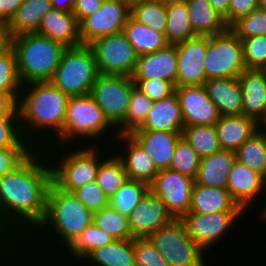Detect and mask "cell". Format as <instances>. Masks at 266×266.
I'll return each instance as SVG.
<instances>
[{
    "mask_svg": "<svg viewBox=\"0 0 266 266\" xmlns=\"http://www.w3.org/2000/svg\"><path fill=\"white\" fill-rule=\"evenodd\" d=\"M51 184L52 169L44 149L0 177V245L7 252H14L44 220Z\"/></svg>",
    "mask_w": 266,
    "mask_h": 266,
    "instance_id": "cell-1",
    "label": "cell"
},
{
    "mask_svg": "<svg viewBox=\"0 0 266 266\" xmlns=\"http://www.w3.org/2000/svg\"><path fill=\"white\" fill-rule=\"evenodd\" d=\"M92 222L93 212L89 210L85 205H83L72 192L64 191L58 188L52 182L48 191L47 210L44 220L35 229V231L14 251V254L18 257L20 256L19 258L23 263L24 261H27L29 265L33 262L32 265H34L35 263L34 266H42L39 265V263H41V261L43 260V255L46 257L53 251L54 253H58V255H60V253H62L63 250H65ZM42 243H44L45 245ZM38 249L43 254L39 253ZM47 249L49 252L47 251ZM43 250H45L47 253L44 254V252H42ZM33 254L36 255V257L39 256L40 258H36ZM31 258L33 261L31 260ZM34 258L36 259L34 260ZM38 259L41 260L39 261ZM37 260L39 263H36Z\"/></svg>",
    "mask_w": 266,
    "mask_h": 266,
    "instance_id": "cell-2",
    "label": "cell"
},
{
    "mask_svg": "<svg viewBox=\"0 0 266 266\" xmlns=\"http://www.w3.org/2000/svg\"><path fill=\"white\" fill-rule=\"evenodd\" d=\"M68 99L51 82L23 85L18 100L21 131L36 149L50 146L62 134Z\"/></svg>",
    "mask_w": 266,
    "mask_h": 266,
    "instance_id": "cell-3",
    "label": "cell"
},
{
    "mask_svg": "<svg viewBox=\"0 0 266 266\" xmlns=\"http://www.w3.org/2000/svg\"><path fill=\"white\" fill-rule=\"evenodd\" d=\"M117 135L90 94L74 96L68 99L62 134L50 146H111Z\"/></svg>",
    "mask_w": 266,
    "mask_h": 266,
    "instance_id": "cell-4",
    "label": "cell"
},
{
    "mask_svg": "<svg viewBox=\"0 0 266 266\" xmlns=\"http://www.w3.org/2000/svg\"><path fill=\"white\" fill-rule=\"evenodd\" d=\"M110 147L47 146L44 151L50 161L52 182L64 191L73 192L95 181L100 162L112 151Z\"/></svg>",
    "mask_w": 266,
    "mask_h": 266,
    "instance_id": "cell-5",
    "label": "cell"
},
{
    "mask_svg": "<svg viewBox=\"0 0 266 266\" xmlns=\"http://www.w3.org/2000/svg\"><path fill=\"white\" fill-rule=\"evenodd\" d=\"M18 74L23 85L50 82L67 48L39 33L12 37Z\"/></svg>",
    "mask_w": 266,
    "mask_h": 266,
    "instance_id": "cell-6",
    "label": "cell"
},
{
    "mask_svg": "<svg viewBox=\"0 0 266 266\" xmlns=\"http://www.w3.org/2000/svg\"><path fill=\"white\" fill-rule=\"evenodd\" d=\"M99 74L92 48L81 44L65 49L50 82L69 97L84 96L90 94Z\"/></svg>",
    "mask_w": 266,
    "mask_h": 266,
    "instance_id": "cell-7",
    "label": "cell"
},
{
    "mask_svg": "<svg viewBox=\"0 0 266 266\" xmlns=\"http://www.w3.org/2000/svg\"><path fill=\"white\" fill-rule=\"evenodd\" d=\"M148 238L170 266H207L209 255L188 236L180 218L172 219Z\"/></svg>",
    "mask_w": 266,
    "mask_h": 266,
    "instance_id": "cell-8",
    "label": "cell"
},
{
    "mask_svg": "<svg viewBox=\"0 0 266 266\" xmlns=\"http://www.w3.org/2000/svg\"><path fill=\"white\" fill-rule=\"evenodd\" d=\"M207 80L215 78H238L246 69L241 40L228 28L208 36L204 60Z\"/></svg>",
    "mask_w": 266,
    "mask_h": 266,
    "instance_id": "cell-9",
    "label": "cell"
},
{
    "mask_svg": "<svg viewBox=\"0 0 266 266\" xmlns=\"http://www.w3.org/2000/svg\"><path fill=\"white\" fill-rule=\"evenodd\" d=\"M243 214L248 215L246 212H188L180 219L188 236L208 255L209 250L212 251L214 246L221 244V238L224 241L230 230L234 233L233 229H236L237 223L244 217Z\"/></svg>",
    "mask_w": 266,
    "mask_h": 266,
    "instance_id": "cell-10",
    "label": "cell"
},
{
    "mask_svg": "<svg viewBox=\"0 0 266 266\" xmlns=\"http://www.w3.org/2000/svg\"><path fill=\"white\" fill-rule=\"evenodd\" d=\"M132 76L99 74L90 95L116 128L124 119L133 89Z\"/></svg>",
    "mask_w": 266,
    "mask_h": 266,
    "instance_id": "cell-11",
    "label": "cell"
},
{
    "mask_svg": "<svg viewBox=\"0 0 266 266\" xmlns=\"http://www.w3.org/2000/svg\"><path fill=\"white\" fill-rule=\"evenodd\" d=\"M89 45L100 74L133 75L139 56L123 32L99 37Z\"/></svg>",
    "mask_w": 266,
    "mask_h": 266,
    "instance_id": "cell-12",
    "label": "cell"
},
{
    "mask_svg": "<svg viewBox=\"0 0 266 266\" xmlns=\"http://www.w3.org/2000/svg\"><path fill=\"white\" fill-rule=\"evenodd\" d=\"M194 179L177 171L159 170L149 190L165 204L174 218H181L190 210Z\"/></svg>",
    "mask_w": 266,
    "mask_h": 266,
    "instance_id": "cell-13",
    "label": "cell"
},
{
    "mask_svg": "<svg viewBox=\"0 0 266 266\" xmlns=\"http://www.w3.org/2000/svg\"><path fill=\"white\" fill-rule=\"evenodd\" d=\"M131 8L120 0H104L100 8L79 24L82 44L95 39L121 33L130 16Z\"/></svg>",
    "mask_w": 266,
    "mask_h": 266,
    "instance_id": "cell-14",
    "label": "cell"
},
{
    "mask_svg": "<svg viewBox=\"0 0 266 266\" xmlns=\"http://www.w3.org/2000/svg\"><path fill=\"white\" fill-rule=\"evenodd\" d=\"M226 189L238 206L247 213L250 210L252 211V209L254 210L256 203L261 205L263 203L264 205V199H266V178L235 160L228 175Z\"/></svg>",
    "mask_w": 266,
    "mask_h": 266,
    "instance_id": "cell-15",
    "label": "cell"
},
{
    "mask_svg": "<svg viewBox=\"0 0 266 266\" xmlns=\"http://www.w3.org/2000/svg\"><path fill=\"white\" fill-rule=\"evenodd\" d=\"M175 46L177 53L176 87L204 85L207 81L204 60L208 36L197 35Z\"/></svg>",
    "mask_w": 266,
    "mask_h": 266,
    "instance_id": "cell-16",
    "label": "cell"
},
{
    "mask_svg": "<svg viewBox=\"0 0 266 266\" xmlns=\"http://www.w3.org/2000/svg\"><path fill=\"white\" fill-rule=\"evenodd\" d=\"M111 149L122 161L128 179L148 185L153 182L158 170L147 152L130 134L117 135Z\"/></svg>",
    "mask_w": 266,
    "mask_h": 266,
    "instance_id": "cell-17",
    "label": "cell"
},
{
    "mask_svg": "<svg viewBox=\"0 0 266 266\" xmlns=\"http://www.w3.org/2000/svg\"><path fill=\"white\" fill-rule=\"evenodd\" d=\"M179 99L184 126L215 125L220 119L216 105L202 86L175 87Z\"/></svg>",
    "mask_w": 266,
    "mask_h": 266,
    "instance_id": "cell-18",
    "label": "cell"
},
{
    "mask_svg": "<svg viewBox=\"0 0 266 266\" xmlns=\"http://www.w3.org/2000/svg\"><path fill=\"white\" fill-rule=\"evenodd\" d=\"M172 219L163 201L149 190L128 217L131 236L148 238Z\"/></svg>",
    "mask_w": 266,
    "mask_h": 266,
    "instance_id": "cell-19",
    "label": "cell"
},
{
    "mask_svg": "<svg viewBox=\"0 0 266 266\" xmlns=\"http://www.w3.org/2000/svg\"><path fill=\"white\" fill-rule=\"evenodd\" d=\"M242 91V114L259 125L266 121V73L246 68L239 76Z\"/></svg>",
    "mask_w": 266,
    "mask_h": 266,
    "instance_id": "cell-20",
    "label": "cell"
},
{
    "mask_svg": "<svg viewBox=\"0 0 266 266\" xmlns=\"http://www.w3.org/2000/svg\"><path fill=\"white\" fill-rule=\"evenodd\" d=\"M133 80L162 79L176 87L177 53L176 46L168 44L165 48L138 57Z\"/></svg>",
    "mask_w": 266,
    "mask_h": 266,
    "instance_id": "cell-21",
    "label": "cell"
},
{
    "mask_svg": "<svg viewBox=\"0 0 266 266\" xmlns=\"http://www.w3.org/2000/svg\"><path fill=\"white\" fill-rule=\"evenodd\" d=\"M130 135L143 147L159 171L170 167L182 132L133 130Z\"/></svg>",
    "mask_w": 266,
    "mask_h": 266,
    "instance_id": "cell-22",
    "label": "cell"
},
{
    "mask_svg": "<svg viewBox=\"0 0 266 266\" xmlns=\"http://www.w3.org/2000/svg\"><path fill=\"white\" fill-rule=\"evenodd\" d=\"M184 127L179 99L174 92L167 98L153 101L145 122L136 130L182 132Z\"/></svg>",
    "mask_w": 266,
    "mask_h": 266,
    "instance_id": "cell-23",
    "label": "cell"
},
{
    "mask_svg": "<svg viewBox=\"0 0 266 266\" xmlns=\"http://www.w3.org/2000/svg\"><path fill=\"white\" fill-rule=\"evenodd\" d=\"M37 33L60 42L66 47L82 44L79 34V23L75 15L70 12L50 10L43 16Z\"/></svg>",
    "mask_w": 266,
    "mask_h": 266,
    "instance_id": "cell-24",
    "label": "cell"
},
{
    "mask_svg": "<svg viewBox=\"0 0 266 266\" xmlns=\"http://www.w3.org/2000/svg\"><path fill=\"white\" fill-rule=\"evenodd\" d=\"M204 87L221 116L242 114V91L238 78L209 79Z\"/></svg>",
    "mask_w": 266,
    "mask_h": 266,
    "instance_id": "cell-25",
    "label": "cell"
},
{
    "mask_svg": "<svg viewBox=\"0 0 266 266\" xmlns=\"http://www.w3.org/2000/svg\"><path fill=\"white\" fill-rule=\"evenodd\" d=\"M260 125L252 118L241 115L220 116L215 124L221 149L236 151Z\"/></svg>",
    "mask_w": 266,
    "mask_h": 266,
    "instance_id": "cell-26",
    "label": "cell"
},
{
    "mask_svg": "<svg viewBox=\"0 0 266 266\" xmlns=\"http://www.w3.org/2000/svg\"><path fill=\"white\" fill-rule=\"evenodd\" d=\"M235 160V151L224 149L201 158L195 183L210 188L226 189L228 175Z\"/></svg>",
    "mask_w": 266,
    "mask_h": 266,
    "instance_id": "cell-27",
    "label": "cell"
},
{
    "mask_svg": "<svg viewBox=\"0 0 266 266\" xmlns=\"http://www.w3.org/2000/svg\"><path fill=\"white\" fill-rule=\"evenodd\" d=\"M189 212L208 214L245 211L232 199L227 189L210 188L194 182Z\"/></svg>",
    "mask_w": 266,
    "mask_h": 266,
    "instance_id": "cell-28",
    "label": "cell"
},
{
    "mask_svg": "<svg viewBox=\"0 0 266 266\" xmlns=\"http://www.w3.org/2000/svg\"><path fill=\"white\" fill-rule=\"evenodd\" d=\"M84 263L88 266H136L134 239L114 240L98 247L80 262L82 266H87Z\"/></svg>",
    "mask_w": 266,
    "mask_h": 266,
    "instance_id": "cell-29",
    "label": "cell"
},
{
    "mask_svg": "<svg viewBox=\"0 0 266 266\" xmlns=\"http://www.w3.org/2000/svg\"><path fill=\"white\" fill-rule=\"evenodd\" d=\"M188 19L196 35L211 36L226 31L229 27L224 17L208 0H189Z\"/></svg>",
    "mask_w": 266,
    "mask_h": 266,
    "instance_id": "cell-30",
    "label": "cell"
},
{
    "mask_svg": "<svg viewBox=\"0 0 266 266\" xmlns=\"http://www.w3.org/2000/svg\"><path fill=\"white\" fill-rule=\"evenodd\" d=\"M52 9V0H23L15 15L7 24L11 37L26 33H37L43 16Z\"/></svg>",
    "mask_w": 266,
    "mask_h": 266,
    "instance_id": "cell-31",
    "label": "cell"
},
{
    "mask_svg": "<svg viewBox=\"0 0 266 266\" xmlns=\"http://www.w3.org/2000/svg\"><path fill=\"white\" fill-rule=\"evenodd\" d=\"M123 33L132 44L138 56L151 54L168 45L164 33L139 23L131 15L127 19Z\"/></svg>",
    "mask_w": 266,
    "mask_h": 266,
    "instance_id": "cell-32",
    "label": "cell"
},
{
    "mask_svg": "<svg viewBox=\"0 0 266 266\" xmlns=\"http://www.w3.org/2000/svg\"><path fill=\"white\" fill-rule=\"evenodd\" d=\"M114 239L105 231L97 227L93 222L88 225L80 235L62 252L63 256L57 257L61 260L63 265L68 263L71 266V260L80 263L92 250L110 244ZM68 249V250H67ZM66 252V253H65ZM70 254V255H67ZM67 255V256H66ZM64 256L67 258L65 260H70V262L65 261ZM71 259H70V258ZM67 262V263H66Z\"/></svg>",
    "mask_w": 266,
    "mask_h": 266,
    "instance_id": "cell-33",
    "label": "cell"
},
{
    "mask_svg": "<svg viewBox=\"0 0 266 266\" xmlns=\"http://www.w3.org/2000/svg\"><path fill=\"white\" fill-rule=\"evenodd\" d=\"M236 160L266 178V133L260 127L236 151Z\"/></svg>",
    "mask_w": 266,
    "mask_h": 266,
    "instance_id": "cell-34",
    "label": "cell"
},
{
    "mask_svg": "<svg viewBox=\"0 0 266 266\" xmlns=\"http://www.w3.org/2000/svg\"><path fill=\"white\" fill-rule=\"evenodd\" d=\"M188 19L187 3L167 4L165 37L168 44H178L196 37Z\"/></svg>",
    "mask_w": 266,
    "mask_h": 266,
    "instance_id": "cell-35",
    "label": "cell"
},
{
    "mask_svg": "<svg viewBox=\"0 0 266 266\" xmlns=\"http://www.w3.org/2000/svg\"><path fill=\"white\" fill-rule=\"evenodd\" d=\"M127 179L122 161L111 151L99 164L97 184L109 199Z\"/></svg>",
    "mask_w": 266,
    "mask_h": 266,
    "instance_id": "cell-36",
    "label": "cell"
},
{
    "mask_svg": "<svg viewBox=\"0 0 266 266\" xmlns=\"http://www.w3.org/2000/svg\"><path fill=\"white\" fill-rule=\"evenodd\" d=\"M182 137L197 152L200 158L221 150L215 125L185 126Z\"/></svg>",
    "mask_w": 266,
    "mask_h": 266,
    "instance_id": "cell-37",
    "label": "cell"
},
{
    "mask_svg": "<svg viewBox=\"0 0 266 266\" xmlns=\"http://www.w3.org/2000/svg\"><path fill=\"white\" fill-rule=\"evenodd\" d=\"M148 191V184L127 179L116 193L109 198L108 205L120 214L129 217Z\"/></svg>",
    "mask_w": 266,
    "mask_h": 266,
    "instance_id": "cell-38",
    "label": "cell"
},
{
    "mask_svg": "<svg viewBox=\"0 0 266 266\" xmlns=\"http://www.w3.org/2000/svg\"><path fill=\"white\" fill-rule=\"evenodd\" d=\"M153 101L137 87L132 91L125 119L116 127L118 135L130 134L138 129L146 120Z\"/></svg>",
    "mask_w": 266,
    "mask_h": 266,
    "instance_id": "cell-39",
    "label": "cell"
},
{
    "mask_svg": "<svg viewBox=\"0 0 266 266\" xmlns=\"http://www.w3.org/2000/svg\"><path fill=\"white\" fill-rule=\"evenodd\" d=\"M130 15L139 23L165 34L167 4L162 0H141L131 7Z\"/></svg>",
    "mask_w": 266,
    "mask_h": 266,
    "instance_id": "cell-40",
    "label": "cell"
},
{
    "mask_svg": "<svg viewBox=\"0 0 266 266\" xmlns=\"http://www.w3.org/2000/svg\"><path fill=\"white\" fill-rule=\"evenodd\" d=\"M93 223L108 233L114 240L134 239L128 224V217L109 205L93 213Z\"/></svg>",
    "mask_w": 266,
    "mask_h": 266,
    "instance_id": "cell-41",
    "label": "cell"
},
{
    "mask_svg": "<svg viewBox=\"0 0 266 266\" xmlns=\"http://www.w3.org/2000/svg\"><path fill=\"white\" fill-rule=\"evenodd\" d=\"M22 87L16 55L11 47L7 52L0 55V94L13 95L19 100Z\"/></svg>",
    "mask_w": 266,
    "mask_h": 266,
    "instance_id": "cell-42",
    "label": "cell"
},
{
    "mask_svg": "<svg viewBox=\"0 0 266 266\" xmlns=\"http://www.w3.org/2000/svg\"><path fill=\"white\" fill-rule=\"evenodd\" d=\"M200 159L197 152L181 137L175 147L169 169L195 180L198 174Z\"/></svg>",
    "mask_w": 266,
    "mask_h": 266,
    "instance_id": "cell-43",
    "label": "cell"
},
{
    "mask_svg": "<svg viewBox=\"0 0 266 266\" xmlns=\"http://www.w3.org/2000/svg\"><path fill=\"white\" fill-rule=\"evenodd\" d=\"M229 29L240 40L258 35L266 36V11L258 8L236 20Z\"/></svg>",
    "mask_w": 266,
    "mask_h": 266,
    "instance_id": "cell-44",
    "label": "cell"
},
{
    "mask_svg": "<svg viewBox=\"0 0 266 266\" xmlns=\"http://www.w3.org/2000/svg\"><path fill=\"white\" fill-rule=\"evenodd\" d=\"M246 68L262 69L266 64V36L258 35L241 40Z\"/></svg>",
    "mask_w": 266,
    "mask_h": 266,
    "instance_id": "cell-45",
    "label": "cell"
},
{
    "mask_svg": "<svg viewBox=\"0 0 266 266\" xmlns=\"http://www.w3.org/2000/svg\"><path fill=\"white\" fill-rule=\"evenodd\" d=\"M34 147L21 131L20 117L0 118V148Z\"/></svg>",
    "mask_w": 266,
    "mask_h": 266,
    "instance_id": "cell-46",
    "label": "cell"
},
{
    "mask_svg": "<svg viewBox=\"0 0 266 266\" xmlns=\"http://www.w3.org/2000/svg\"><path fill=\"white\" fill-rule=\"evenodd\" d=\"M136 266H170L149 238H134Z\"/></svg>",
    "mask_w": 266,
    "mask_h": 266,
    "instance_id": "cell-47",
    "label": "cell"
},
{
    "mask_svg": "<svg viewBox=\"0 0 266 266\" xmlns=\"http://www.w3.org/2000/svg\"><path fill=\"white\" fill-rule=\"evenodd\" d=\"M36 150L35 147L0 148V177L16 170Z\"/></svg>",
    "mask_w": 266,
    "mask_h": 266,
    "instance_id": "cell-48",
    "label": "cell"
},
{
    "mask_svg": "<svg viewBox=\"0 0 266 266\" xmlns=\"http://www.w3.org/2000/svg\"><path fill=\"white\" fill-rule=\"evenodd\" d=\"M93 213L108 206V198L96 180L88 182L72 192Z\"/></svg>",
    "mask_w": 266,
    "mask_h": 266,
    "instance_id": "cell-49",
    "label": "cell"
},
{
    "mask_svg": "<svg viewBox=\"0 0 266 266\" xmlns=\"http://www.w3.org/2000/svg\"><path fill=\"white\" fill-rule=\"evenodd\" d=\"M133 81L136 87L152 101L167 98L175 92V86L171 82L162 79Z\"/></svg>",
    "mask_w": 266,
    "mask_h": 266,
    "instance_id": "cell-50",
    "label": "cell"
},
{
    "mask_svg": "<svg viewBox=\"0 0 266 266\" xmlns=\"http://www.w3.org/2000/svg\"><path fill=\"white\" fill-rule=\"evenodd\" d=\"M258 0H230L228 14L224 17L230 27L236 20L258 9Z\"/></svg>",
    "mask_w": 266,
    "mask_h": 266,
    "instance_id": "cell-51",
    "label": "cell"
},
{
    "mask_svg": "<svg viewBox=\"0 0 266 266\" xmlns=\"http://www.w3.org/2000/svg\"><path fill=\"white\" fill-rule=\"evenodd\" d=\"M104 0H76L72 13L80 24L85 18L94 14Z\"/></svg>",
    "mask_w": 266,
    "mask_h": 266,
    "instance_id": "cell-52",
    "label": "cell"
},
{
    "mask_svg": "<svg viewBox=\"0 0 266 266\" xmlns=\"http://www.w3.org/2000/svg\"><path fill=\"white\" fill-rule=\"evenodd\" d=\"M1 117H20L18 100L13 95L0 94V118Z\"/></svg>",
    "mask_w": 266,
    "mask_h": 266,
    "instance_id": "cell-53",
    "label": "cell"
},
{
    "mask_svg": "<svg viewBox=\"0 0 266 266\" xmlns=\"http://www.w3.org/2000/svg\"><path fill=\"white\" fill-rule=\"evenodd\" d=\"M23 0H0V22L8 24Z\"/></svg>",
    "mask_w": 266,
    "mask_h": 266,
    "instance_id": "cell-54",
    "label": "cell"
},
{
    "mask_svg": "<svg viewBox=\"0 0 266 266\" xmlns=\"http://www.w3.org/2000/svg\"><path fill=\"white\" fill-rule=\"evenodd\" d=\"M12 47V37L6 23L0 22V55Z\"/></svg>",
    "mask_w": 266,
    "mask_h": 266,
    "instance_id": "cell-55",
    "label": "cell"
},
{
    "mask_svg": "<svg viewBox=\"0 0 266 266\" xmlns=\"http://www.w3.org/2000/svg\"><path fill=\"white\" fill-rule=\"evenodd\" d=\"M76 0H52L55 10L72 13Z\"/></svg>",
    "mask_w": 266,
    "mask_h": 266,
    "instance_id": "cell-56",
    "label": "cell"
},
{
    "mask_svg": "<svg viewBox=\"0 0 266 266\" xmlns=\"http://www.w3.org/2000/svg\"><path fill=\"white\" fill-rule=\"evenodd\" d=\"M213 8L223 17L228 14L230 0H208Z\"/></svg>",
    "mask_w": 266,
    "mask_h": 266,
    "instance_id": "cell-57",
    "label": "cell"
},
{
    "mask_svg": "<svg viewBox=\"0 0 266 266\" xmlns=\"http://www.w3.org/2000/svg\"><path fill=\"white\" fill-rule=\"evenodd\" d=\"M14 260H15V262H14ZM20 261H21L20 258L18 256H16L14 254V252H8L2 259H0V266H19V265L20 266H29L28 264L22 265L23 263H22V261L20 263ZM15 264H17V265H15Z\"/></svg>",
    "mask_w": 266,
    "mask_h": 266,
    "instance_id": "cell-58",
    "label": "cell"
},
{
    "mask_svg": "<svg viewBox=\"0 0 266 266\" xmlns=\"http://www.w3.org/2000/svg\"><path fill=\"white\" fill-rule=\"evenodd\" d=\"M265 202H266V199H265ZM263 206L264 207L263 208L261 207L259 209L260 211L258 213H256V215L258 214L257 218H260V219H258V220H260V222L263 221V223H266V203Z\"/></svg>",
    "mask_w": 266,
    "mask_h": 266,
    "instance_id": "cell-59",
    "label": "cell"
},
{
    "mask_svg": "<svg viewBox=\"0 0 266 266\" xmlns=\"http://www.w3.org/2000/svg\"><path fill=\"white\" fill-rule=\"evenodd\" d=\"M120 1L127 4L131 8L134 4L139 3L141 0H120Z\"/></svg>",
    "mask_w": 266,
    "mask_h": 266,
    "instance_id": "cell-60",
    "label": "cell"
},
{
    "mask_svg": "<svg viewBox=\"0 0 266 266\" xmlns=\"http://www.w3.org/2000/svg\"><path fill=\"white\" fill-rule=\"evenodd\" d=\"M166 4L172 3H187L189 0H162Z\"/></svg>",
    "mask_w": 266,
    "mask_h": 266,
    "instance_id": "cell-61",
    "label": "cell"
},
{
    "mask_svg": "<svg viewBox=\"0 0 266 266\" xmlns=\"http://www.w3.org/2000/svg\"><path fill=\"white\" fill-rule=\"evenodd\" d=\"M258 7L266 11V0H258Z\"/></svg>",
    "mask_w": 266,
    "mask_h": 266,
    "instance_id": "cell-62",
    "label": "cell"
},
{
    "mask_svg": "<svg viewBox=\"0 0 266 266\" xmlns=\"http://www.w3.org/2000/svg\"><path fill=\"white\" fill-rule=\"evenodd\" d=\"M8 252L0 245V259H2Z\"/></svg>",
    "mask_w": 266,
    "mask_h": 266,
    "instance_id": "cell-63",
    "label": "cell"
},
{
    "mask_svg": "<svg viewBox=\"0 0 266 266\" xmlns=\"http://www.w3.org/2000/svg\"><path fill=\"white\" fill-rule=\"evenodd\" d=\"M260 127H261L262 130L266 133V125H260Z\"/></svg>",
    "mask_w": 266,
    "mask_h": 266,
    "instance_id": "cell-64",
    "label": "cell"
},
{
    "mask_svg": "<svg viewBox=\"0 0 266 266\" xmlns=\"http://www.w3.org/2000/svg\"><path fill=\"white\" fill-rule=\"evenodd\" d=\"M264 73H266V64L264 65V67L261 69Z\"/></svg>",
    "mask_w": 266,
    "mask_h": 266,
    "instance_id": "cell-65",
    "label": "cell"
}]
</instances>
